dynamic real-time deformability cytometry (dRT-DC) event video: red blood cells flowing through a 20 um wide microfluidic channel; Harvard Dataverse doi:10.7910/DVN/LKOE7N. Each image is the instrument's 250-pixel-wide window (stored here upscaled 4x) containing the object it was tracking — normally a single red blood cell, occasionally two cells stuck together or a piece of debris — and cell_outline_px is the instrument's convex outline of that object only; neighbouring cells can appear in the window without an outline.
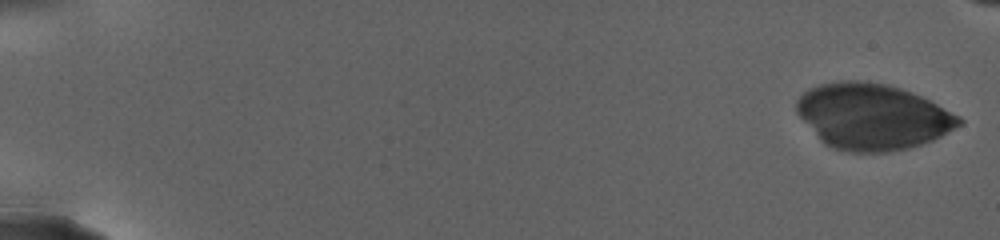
{"species": "human", "species_latin": "Homo sapiens", "temperature_condition": "warm", "stored_images_in_passage": 31, "camera_frame_rate_fps": 3000, "um_per_image_px": 0.085, "donor": {"sex": "female"}, "frame": {"image": 1, "passage_image": 1, "time_ms": 0.0, "image_size_px": [1000, 240], "cell_outline_px": [[964, 120], [960, 124], [940, 136], [932, 140], [908, 148], [888, 152], [848, 152], [832, 148], [824, 144], [820, 140], [796, 112], [796, 100], [808, 88], [820, 84], [848, 80], [856, 80], [884, 84], [900, 88], [920, 96], [960, 116]], "centroid_in_image_um": [74.12, 9.92], "position_along_channel_um": 10.9, "area_um2": 61.9}}